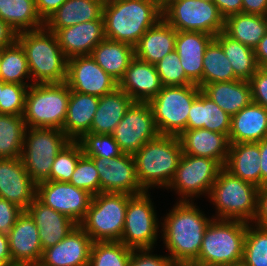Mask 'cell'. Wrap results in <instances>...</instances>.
<instances>
[{"mask_svg": "<svg viewBox=\"0 0 267 266\" xmlns=\"http://www.w3.org/2000/svg\"><path fill=\"white\" fill-rule=\"evenodd\" d=\"M193 203L177 202L162 223L164 244L173 264L191 265L198 258L205 230L212 221Z\"/></svg>", "mask_w": 267, "mask_h": 266, "instance_id": "1", "label": "cell"}, {"mask_svg": "<svg viewBox=\"0 0 267 266\" xmlns=\"http://www.w3.org/2000/svg\"><path fill=\"white\" fill-rule=\"evenodd\" d=\"M105 37L135 46L162 19L161 0H108L103 5Z\"/></svg>", "mask_w": 267, "mask_h": 266, "instance_id": "2", "label": "cell"}, {"mask_svg": "<svg viewBox=\"0 0 267 266\" xmlns=\"http://www.w3.org/2000/svg\"><path fill=\"white\" fill-rule=\"evenodd\" d=\"M17 42L25 52L33 84L66 81L68 58L54 32L45 27L20 32L17 34Z\"/></svg>", "mask_w": 267, "mask_h": 266, "instance_id": "3", "label": "cell"}, {"mask_svg": "<svg viewBox=\"0 0 267 266\" xmlns=\"http://www.w3.org/2000/svg\"><path fill=\"white\" fill-rule=\"evenodd\" d=\"M181 143L178 136L158 135L146 142L134 155L136 174L141 187H165L171 183L180 157Z\"/></svg>", "mask_w": 267, "mask_h": 266, "instance_id": "4", "label": "cell"}, {"mask_svg": "<svg viewBox=\"0 0 267 266\" xmlns=\"http://www.w3.org/2000/svg\"><path fill=\"white\" fill-rule=\"evenodd\" d=\"M247 222L215 219L205 230L198 258L193 266H225L241 263Z\"/></svg>", "mask_w": 267, "mask_h": 266, "instance_id": "5", "label": "cell"}, {"mask_svg": "<svg viewBox=\"0 0 267 266\" xmlns=\"http://www.w3.org/2000/svg\"><path fill=\"white\" fill-rule=\"evenodd\" d=\"M258 189L223 167L208 196L218 211L213 217L251 223L257 213Z\"/></svg>", "mask_w": 267, "mask_h": 266, "instance_id": "6", "label": "cell"}, {"mask_svg": "<svg viewBox=\"0 0 267 266\" xmlns=\"http://www.w3.org/2000/svg\"><path fill=\"white\" fill-rule=\"evenodd\" d=\"M70 89L65 82L29 86L23 119L27 128H54L63 131Z\"/></svg>", "mask_w": 267, "mask_h": 266, "instance_id": "7", "label": "cell"}, {"mask_svg": "<svg viewBox=\"0 0 267 266\" xmlns=\"http://www.w3.org/2000/svg\"><path fill=\"white\" fill-rule=\"evenodd\" d=\"M132 195L101 192L92 197L89 209L79 226L96 241H120L125 224L128 200Z\"/></svg>", "mask_w": 267, "mask_h": 266, "instance_id": "8", "label": "cell"}, {"mask_svg": "<svg viewBox=\"0 0 267 266\" xmlns=\"http://www.w3.org/2000/svg\"><path fill=\"white\" fill-rule=\"evenodd\" d=\"M72 140L59 129L26 128L21 159L36 183L48 181L57 154Z\"/></svg>", "mask_w": 267, "mask_h": 266, "instance_id": "9", "label": "cell"}, {"mask_svg": "<svg viewBox=\"0 0 267 266\" xmlns=\"http://www.w3.org/2000/svg\"><path fill=\"white\" fill-rule=\"evenodd\" d=\"M200 91L195 84L163 86L148 102L160 135L179 136L187 130L188 113Z\"/></svg>", "mask_w": 267, "mask_h": 266, "instance_id": "10", "label": "cell"}, {"mask_svg": "<svg viewBox=\"0 0 267 266\" xmlns=\"http://www.w3.org/2000/svg\"><path fill=\"white\" fill-rule=\"evenodd\" d=\"M162 18L176 31H193L212 36L224 31L225 19L214 2L163 0Z\"/></svg>", "mask_w": 267, "mask_h": 266, "instance_id": "11", "label": "cell"}, {"mask_svg": "<svg viewBox=\"0 0 267 266\" xmlns=\"http://www.w3.org/2000/svg\"><path fill=\"white\" fill-rule=\"evenodd\" d=\"M222 168L223 166L215 159L182 153L175 175L167 188L172 187L178 192L177 194L181 196L179 201L188 202L204 193L209 196Z\"/></svg>", "mask_w": 267, "mask_h": 266, "instance_id": "12", "label": "cell"}, {"mask_svg": "<svg viewBox=\"0 0 267 266\" xmlns=\"http://www.w3.org/2000/svg\"><path fill=\"white\" fill-rule=\"evenodd\" d=\"M150 194L134 195L128 200L120 242L131 249H152L158 237L159 221Z\"/></svg>", "mask_w": 267, "mask_h": 266, "instance_id": "13", "label": "cell"}, {"mask_svg": "<svg viewBox=\"0 0 267 266\" xmlns=\"http://www.w3.org/2000/svg\"><path fill=\"white\" fill-rule=\"evenodd\" d=\"M158 135L148 102H133L112 133L122 153L130 155Z\"/></svg>", "mask_w": 267, "mask_h": 266, "instance_id": "14", "label": "cell"}, {"mask_svg": "<svg viewBox=\"0 0 267 266\" xmlns=\"http://www.w3.org/2000/svg\"><path fill=\"white\" fill-rule=\"evenodd\" d=\"M93 195L69 182L43 181L36 185V198L76 224H80L89 209Z\"/></svg>", "mask_w": 267, "mask_h": 266, "instance_id": "15", "label": "cell"}, {"mask_svg": "<svg viewBox=\"0 0 267 266\" xmlns=\"http://www.w3.org/2000/svg\"><path fill=\"white\" fill-rule=\"evenodd\" d=\"M89 158L93 160L99 173L100 193H125L134 196L146 192L137 178L133 155L122 153L110 159Z\"/></svg>", "mask_w": 267, "mask_h": 266, "instance_id": "16", "label": "cell"}, {"mask_svg": "<svg viewBox=\"0 0 267 266\" xmlns=\"http://www.w3.org/2000/svg\"><path fill=\"white\" fill-rule=\"evenodd\" d=\"M65 83L72 91L98 97H102L118 87V82L107 74L91 55L68 59Z\"/></svg>", "mask_w": 267, "mask_h": 266, "instance_id": "17", "label": "cell"}, {"mask_svg": "<svg viewBox=\"0 0 267 266\" xmlns=\"http://www.w3.org/2000/svg\"><path fill=\"white\" fill-rule=\"evenodd\" d=\"M36 185L21 157L0 158V198L25 211L36 198Z\"/></svg>", "mask_w": 267, "mask_h": 266, "instance_id": "18", "label": "cell"}, {"mask_svg": "<svg viewBox=\"0 0 267 266\" xmlns=\"http://www.w3.org/2000/svg\"><path fill=\"white\" fill-rule=\"evenodd\" d=\"M38 233V227L31 216L23 211L7 234L12 263L15 266L39 264L43 248Z\"/></svg>", "mask_w": 267, "mask_h": 266, "instance_id": "19", "label": "cell"}, {"mask_svg": "<svg viewBox=\"0 0 267 266\" xmlns=\"http://www.w3.org/2000/svg\"><path fill=\"white\" fill-rule=\"evenodd\" d=\"M92 243L77 225L63 240L43 250L38 266H88Z\"/></svg>", "mask_w": 267, "mask_h": 266, "instance_id": "20", "label": "cell"}, {"mask_svg": "<svg viewBox=\"0 0 267 266\" xmlns=\"http://www.w3.org/2000/svg\"><path fill=\"white\" fill-rule=\"evenodd\" d=\"M47 30L55 33L59 46L68 59L90 56L93 49L106 38L104 20H92L61 29Z\"/></svg>", "mask_w": 267, "mask_h": 266, "instance_id": "21", "label": "cell"}, {"mask_svg": "<svg viewBox=\"0 0 267 266\" xmlns=\"http://www.w3.org/2000/svg\"><path fill=\"white\" fill-rule=\"evenodd\" d=\"M118 87L134 102H149L162 89L156 66L134 57L126 69Z\"/></svg>", "mask_w": 267, "mask_h": 266, "instance_id": "22", "label": "cell"}, {"mask_svg": "<svg viewBox=\"0 0 267 266\" xmlns=\"http://www.w3.org/2000/svg\"><path fill=\"white\" fill-rule=\"evenodd\" d=\"M182 153L215 159L225 166L230 142L228 135L208 129H187L179 136Z\"/></svg>", "mask_w": 267, "mask_h": 266, "instance_id": "23", "label": "cell"}, {"mask_svg": "<svg viewBox=\"0 0 267 266\" xmlns=\"http://www.w3.org/2000/svg\"><path fill=\"white\" fill-rule=\"evenodd\" d=\"M214 36L193 31H177L175 50L187 78L202 88L203 57Z\"/></svg>", "mask_w": 267, "mask_h": 266, "instance_id": "24", "label": "cell"}, {"mask_svg": "<svg viewBox=\"0 0 267 266\" xmlns=\"http://www.w3.org/2000/svg\"><path fill=\"white\" fill-rule=\"evenodd\" d=\"M25 211L38 227L43 250L63 240L78 225L68 216L44 205L37 198Z\"/></svg>", "mask_w": 267, "mask_h": 266, "instance_id": "25", "label": "cell"}, {"mask_svg": "<svg viewBox=\"0 0 267 266\" xmlns=\"http://www.w3.org/2000/svg\"><path fill=\"white\" fill-rule=\"evenodd\" d=\"M230 143L260 142L267 138V109L251 102L231 117Z\"/></svg>", "mask_w": 267, "mask_h": 266, "instance_id": "26", "label": "cell"}, {"mask_svg": "<svg viewBox=\"0 0 267 266\" xmlns=\"http://www.w3.org/2000/svg\"><path fill=\"white\" fill-rule=\"evenodd\" d=\"M176 37L177 31L162 18L134 46L135 57L155 65L175 50Z\"/></svg>", "mask_w": 267, "mask_h": 266, "instance_id": "27", "label": "cell"}, {"mask_svg": "<svg viewBox=\"0 0 267 266\" xmlns=\"http://www.w3.org/2000/svg\"><path fill=\"white\" fill-rule=\"evenodd\" d=\"M259 142L230 143L224 168L243 181L261 187Z\"/></svg>", "mask_w": 267, "mask_h": 266, "instance_id": "28", "label": "cell"}, {"mask_svg": "<svg viewBox=\"0 0 267 266\" xmlns=\"http://www.w3.org/2000/svg\"><path fill=\"white\" fill-rule=\"evenodd\" d=\"M98 104V96L70 90L67 116L63 124V132L72 141H78L85 133L90 132Z\"/></svg>", "mask_w": 267, "mask_h": 266, "instance_id": "29", "label": "cell"}, {"mask_svg": "<svg viewBox=\"0 0 267 266\" xmlns=\"http://www.w3.org/2000/svg\"><path fill=\"white\" fill-rule=\"evenodd\" d=\"M104 0H66L44 22L46 29H61L103 19Z\"/></svg>", "mask_w": 267, "mask_h": 266, "instance_id": "30", "label": "cell"}, {"mask_svg": "<svg viewBox=\"0 0 267 266\" xmlns=\"http://www.w3.org/2000/svg\"><path fill=\"white\" fill-rule=\"evenodd\" d=\"M133 102L132 98L119 87L99 97L90 133L112 134Z\"/></svg>", "mask_w": 267, "mask_h": 266, "instance_id": "31", "label": "cell"}, {"mask_svg": "<svg viewBox=\"0 0 267 266\" xmlns=\"http://www.w3.org/2000/svg\"><path fill=\"white\" fill-rule=\"evenodd\" d=\"M201 91L231 117L252 102L249 81L210 83L204 85Z\"/></svg>", "mask_w": 267, "mask_h": 266, "instance_id": "32", "label": "cell"}, {"mask_svg": "<svg viewBox=\"0 0 267 266\" xmlns=\"http://www.w3.org/2000/svg\"><path fill=\"white\" fill-rule=\"evenodd\" d=\"M188 114L187 129L204 128L226 135L230 133L231 116L202 91L193 101Z\"/></svg>", "mask_w": 267, "mask_h": 266, "instance_id": "33", "label": "cell"}, {"mask_svg": "<svg viewBox=\"0 0 267 266\" xmlns=\"http://www.w3.org/2000/svg\"><path fill=\"white\" fill-rule=\"evenodd\" d=\"M96 63L118 83L123 78L131 60L135 57L134 46L105 38L91 53Z\"/></svg>", "mask_w": 267, "mask_h": 266, "instance_id": "34", "label": "cell"}, {"mask_svg": "<svg viewBox=\"0 0 267 266\" xmlns=\"http://www.w3.org/2000/svg\"><path fill=\"white\" fill-rule=\"evenodd\" d=\"M224 32L254 49L267 33V16L247 13L231 15L224 21Z\"/></svg>", "mask_w": 267, "mask_h": 266, "instance_id": "35", "label": "cell"}, {"mask_svg": "<svg viewBox=\"0 0 267 266\" xmlns=\"http://www.w3.org/2000/svg\"><path fill=\"white\" fill-rule=\"evenodd\" d=\"M0 19L8 23L17 33L44 27L35 0H0Z\"/></svg>", "mask_w": 267, "mask_h": 266, "instance_id": "36", "label": "cell"}, {"mask_svg": "<svg viewBox=\"0 0 267 266\" xmlns=\"http://www.w3.org/2000/svg\"><path fill=\"white\" fill-rule=\"evenodd\" d=\"M214 39L221 45L229 59L235 77L238 80L249 81L259 69L254 49L232 39L224 31H221Z\"/></svg>", "mask_w": 267, "mask_h": 266, "instance_id": "37", "label": "cell"}, {"mask_svg": "<svg viewBox=\"0 0 267 266\" xmlns=\"http://www.w3.org/2000/svg\"><path fill=\"white\" fill-rule=\"evenodd\" d=\"M26 128L23 115L0 113V158L21 157Z\"/></svg>", "mask_w": 267, "mask_h": 266, "instance_id": "38", "label": "cell"}, {"mask_svg": "<svg viewBox=\"0 0 267 266\" xmlns=\"http://www.w3.org/2000/svg\"><path fill=\"white\" fill-rule=\"evenodd\" d=\"M233 68L221 45L213 39L207 46L203 57L202 87L206 84L234 81Z\"/></svg>", "mask_w": 267, "mask_h": 266, "instance_id": "39", "label": "cell"}, {"mask_svg": "<svg viewBox=\"0 0 267 266\" xmlns=\"http://www.w3.org/2000/svg\"><path fill=\"white\" fill-rule=\"evenodd\" d=\"M30 78V70L25 52L21 45L16 41L13 45L2 49L0 60V80L6 83L21 84L31 86L33 83L26 84L23 79Z\"/></svg>", "mask_w": 267, "mask_h": 266, "instance_id": "40", "label": "cell"}, {"mask_svg": "<svg viewBox=\"0 0 267 266\" xmlns=\"http://www.w3.org/2000/svg\"><path fill=\"white\" fill-rule=\"evenodd\" d=\"M132 250L120 241L93 242L88 266H129Z\"/></svg>", "mask_w": 267, "mask_h": 266, "instance_id": "41", "label": "cell"}, {"mask_svg": "<svg viewBox=\"0 0 267 266\" xmlns=\"http://www.w3.org/2000/svg\"><path fill=\"white\" fill-rule=\"evenodd\" d=\"M242 263L244 266H267V228L252 227L248 223Z\"/></svg>", "mask_w": 267, "mask_h": 266, "instance_id": "42", "label": "cell"}, {"mask_svg": "<svg viewBox=\"0 0 267 266\" xmlns=\"http://www.w3.org/2000/svg\"><path fill=\"white\" fill-rule=\"evenodd\" d=\"M83 150L78 141H71L56 156L52 165L49 180L69 182Z\"/></svg>", "mask_w": 267, "mask_h": 266, "instance_id": "43", "label": "cell"}, {"mask_svg": "<svg viewBox=\"0 0 267 266\" xmlns=\"http://www.w3.org/2000/svg\"><path fill=\"white\" fill-rule=\"evenodd\" d=\"M83 154L88 157L110 159L122 154L112 134L85 133L79 140Z\"/></svg>", "mask_w": 267, "mask_h": 266, "instance_id": "44", "label": "cell"}, {"mask_svg": "<svg viewBox=\"0 0 267 266\" xmlns=\"http://www.w3.org/2000/svg\"><path fill=\"white\" fill-rule=\"evenodd\" d=\"M157 73L163 86H182L193 84L186 76L176 50L165 55L156 64Z\"/></svg>", "mask_w": 267, "mask_h": 266, "instance_id": "45", "label": "cell"}, {"mask_svg": "<svg viewBox=\"0 0 267 266\" xmlns=\"http://www.w3.org/2000/svg\"><path fill=\"white\" fill-rule=\"evenodd\" d=\"M69 183L88 191L93 196L100 193L99 173L91 158L84 154L79 158Z\"/></svg>", "mask_w": 267, "mask_h": 266, "instance_id": "46", "label": "cell"}, {"mask_svg": "<svg viewBox=\"0 0 267 266\" xmlns=\"http://www.w3.org/2000/svg\"><path fill=\"white\" fill-rule=\"evenodd\" d=\"M28 88L26 85L5 82L1 88L0 113L23 115Z\"/></svg>", "mask_w": 267, "mask_h": 266, "instance_id": "47", "label": "cell"}, {"mask_svg": "<svg viewBox=\"0 0 267 266\" xmlns=\"http://www.w3.org/2000/svg\"><path fill=\"white\" fill-rule=\"evenodd\" d=\"M152 249H133L129 266H172L169 256L153 255Z\"/></svg>", "mask_w": 267, "mask_h": 266, "instance_id": "48", "label": "cell"}, {"mask_svg": "<svg viewBox=\"0 0 267 266\" xmlns=\"http://www.w3.org/2000/svg\"><path fill=\"white\" fill-rule=\"evenodd\" d=\"M252 102L267 109V74L259 68L249 80Z\"/></svg>", "mask_w": 267, "mask_h": 266, "instance_id": "49", "label": "cell"}, {"mask_svg": "<svg viewBox=\"0 0 267 266\" xmlns=\"http://www.w3.org/2000/svg\"><path fill=\"white\" fill-rule=\"evenodd\" d=\"M22 212L17 205L0 198V233L8 234Z\"/></svg>", "mask_w": 267, "mask_h": 266, "instance_id": "50", "label": "cell"}, {"mask_svg": "<svg viewBox=\"0 0 267 266\" xmlns=\"http://www.w3.org/2000/svg\"><path fill=\"white\" fill-rule=\"evenodd\" d=\"M255 225L267 228V184L258 189L257 213Z\"/></svg>", "mask_w": 267, "mask_h": 266, "instance_id": "51", "label": "cell"}, {"mask_svg": "<svg viewBox=\"0 0 267 266\" xmlns=\"http://www.w3.org/2000/svg\"><path fill=\"white\" fill-rule=\"evenodd\" d=\"M66 0H35L39 16L45 22Z\"/></svg>", "mask_w": 267, "mask_h": 266, "instance_id": "52", "label": "cell"}, {"mask_svg": "<svg viewBox=\"0 0 267 266\" xmlns=\"http://www.w3.org/2000/svg\"><path fill=\"white\" fill-rule=\"evenodd\" d=\"M214 3L224 19L242 13V0H214Z\"/></svg>", "mask_w": 267, "mask_h": 266, "instance_id": "53", "label": "cell"}, {"mask_svg": "<svg viewBox=\"0 0 267 266\" xmlns=\"http://www.w3.org/2000/svg\"><path fill=\"white\" fill-rule=\"evenodd\" d=\"M17 32L0 19V49L9 47L17 41Z\"/></svg>", "mask_w": 267, "mask_h": 266, "instance_id": "54", "label": "cell"}, {"mask_svg": "<svg viewBox=\"0 0 267 266\" xmlns=\"http://www.w3.org/2000/svg\"><path fill=\"white\" fill-rule=\"evenodd\" d=\"M242 13L267 16V0H242Z\"/></svg>", "mask_w": 267, "mask_h": 266, "instance_id": "55", "label": "cell"}, {"mask_svg": "<svg viewBox=\"0 0 267 266\" xmlns=\"http://www.w3.org/2000/svg\"><path fill=\"white\" fill-rule=\"evenodd\" d=\"M260 166H261V187L267 184V138L259 142Z\"/></svg>", "mask_w": 267, "mask_h": 266, "instance_id": "56", "label": "cell"}, {"mask_svg": "<svg viewBox=\"0 0 267 266\" xmlns=\"http://www.w3.org/2000/svg\"><path fill=\"white\" fill-rule=\"evenodd\" d=\"M254 53L259 68L267 63V33L260 40L259 44L254 48Z\"/></svg>", "mask_w": 267, "mask_h": 266, "instance_id": "57", "label": "cell"}, {"mask_svg": "<svg viewBox=\"0 0 267 266\" xmlns=\"http://www.w3.org/2000/svg\"><path fill=\"white\" fill-rule=\"evenodd\" d=\"M0 258H2L9 266H15L12 263L11 253L9 250L8 235L0 233Z\"/></svg>", "mask_w": 267, "mask_h": 266, "instance_id": "58", "label": "cell"}, {"mask_svg": "<svg viewBox=\"0 0 267 266\" xmlns=\"http://www.w3.org/2000/svg\"><path fill=\"white\" fill-rule=\"evenodd\" d=\"M0 266H9L2 258H0Z\"/></svg>", "mask_w": 267, "mask_h": 266, "instance_id": "59", "label": "cell"}, {"mask_svg": "<svg viewBox=\"0 0 267 266\" xmlns=\"http://www.w3.org/2000/svg\"><path fill=\"white\" fill-rule=\"evenodd\" d=\"M261 69L267 74V63L264 64Z\"/></svg>", "mask_w": 267, "mask_h": 266, "instance_id": "60", "label": "cell"}, {"mask_svg": "<svg viewBox=\"0 0 267 266\" xmlns=\"http://www.w3.org/2000/svg\"><path fill=\"white\" fill-rule=\"evenodd\" d=\"M225 266H244V264L241 262V263L225 265Z\"/></svg>", "mask_w": 267, "mask_h": 266, "instance_id": "61", "label": "cell"}, {"mask_svg": "<svg viewBox=\"0 0 267 266\" xmlns=\"http://www.w3.org/2000/svg\"><path fill=\"white\" fill-rule=\"evenodd\" d=\"M173 266H193V265H189V264H173Z\"/></svg>", "mask_w": 267, "mask_h": 266, "instance_id": "62", "label": "cell"}, {"mask_svg": "<svg viewBox=\"0 0 267 266\" xmlns=\"http://www.w3.org/2000/svg\"><path fill=\"white\" fill-rule=\"evenodd\" d=\"M5 82H3L2 80H0V96H1V88L3 87V84H4Z\"/></svg>", "mask_w": 267, "mask_h": 266, "instance_id": "63", "label": "cell"}, {"mask_svg": "<svg viewBox=\"0 0 267 266\" xmlns=\"http://www.w3.org/2000/svg\"><path fill=\"white\" fill-rule=\"evenodd\" d=\"M201 1L214 2V0H201Z\"/></svg>", "mask_w": 267, "mask_h": 266, "instance_id": "64", "label": "cell"}, {"mask_svg": "<svg viewBox=\"0 0 267 266\" xmlns=\"http://www.w3.org/2000/svg\"><path fill=\"white\" fill-rule=\"evenodd\" d=\"M1 56H2V49H0V60H1Z\"/></svg>", "mask_w": 267, "mask_h": 266, "instance_id": "65", "label": "cell"}]
</instances>
